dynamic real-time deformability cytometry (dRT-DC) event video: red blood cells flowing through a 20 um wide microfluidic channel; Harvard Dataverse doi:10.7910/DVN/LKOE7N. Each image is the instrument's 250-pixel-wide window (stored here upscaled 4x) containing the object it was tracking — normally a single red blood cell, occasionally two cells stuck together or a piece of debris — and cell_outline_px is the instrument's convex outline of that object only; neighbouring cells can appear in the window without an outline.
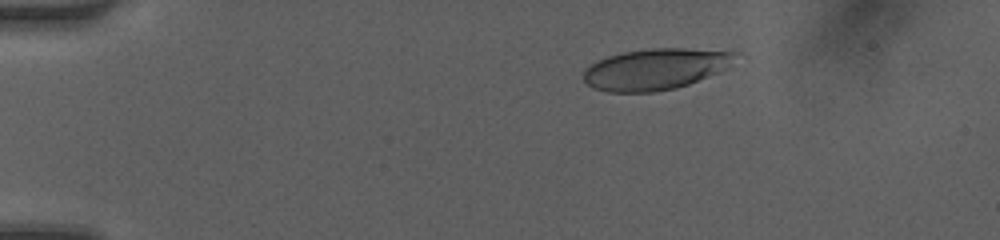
{"species": "human", "species_latin": "Homo sapiens", "temperature_condition": "room temperature", "stored_images_in_passage": 45, "camera_frame_rate_fps": 3000, "um_per_image_px": 0.085, "donor": {"sex": "female"}, "frame": {"image": 1, "passage_image": 5, "time_ms": 1.333, "image_size_px": [1000, 240], "cell_outline_px": [[740, 52], [728, 68], [688, 84], [676, 88], [652, 92], [608, 92], [592, 88], [584, 80], [584, 68], [596, 60], [608, 56], [624, 52], [652, 48], [684, 48]], "centroid_in_image_um": [55.7, 5.87], "position_along_channel_um": 29.3, "area_um2": 36.47}}
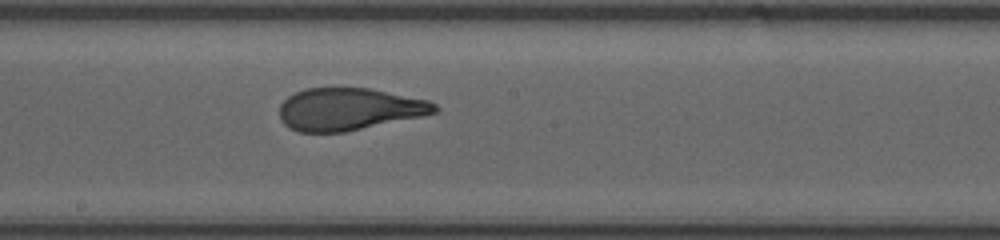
{"frame": {"image": 2, "passage_image": 24, "time_ms": 7.667, "image_size_px": [1000, 240], "cell_outline_px": [[440, 112], [424, 116], [344, 132], [300, 132], [288, 128], [280, 120], [280, 104], [288, 96], [296, 92], [308, 88], [368, 88], [428, 100], [436, 104], [440, 108]], "centroid_in_image_um": [29.69, 9.29], "position_along_channel_um": 218.5, "area_um2": 38.38}}
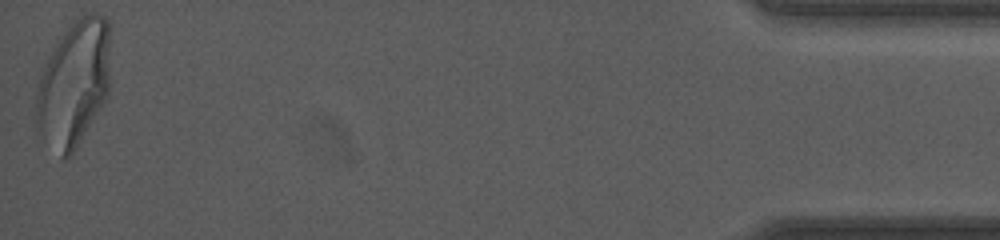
{"frame": {"image": 3, "passage_image": 45, "time_ms": 14.667, "image_size_px": [1000, 240], "cell_outline_px": [[108, 96], [72, 152], [64, 160], [36, 140], [36, 96], [40, 68], [56, 44], [68, 28], [80, 16], [92, 12], [96, 12], [104, 16], [108, 20]], "centroid_in_image_um": [6.19, 7.18], "position_along_channel_um": 429.0, "area_um2": 54.85}, "authors_computed_cell_mechanics": {"area_um2": 39.5352, "velocity_mm_per_s": 4.2147, "shape_relaxation_time_tau1_ms": 4.9389, "shape_relaxation_time_tau2_ms": 0.5996, "deformation_change_tau1": 0.1944, "deformation_change_tau2": 0.0733}}